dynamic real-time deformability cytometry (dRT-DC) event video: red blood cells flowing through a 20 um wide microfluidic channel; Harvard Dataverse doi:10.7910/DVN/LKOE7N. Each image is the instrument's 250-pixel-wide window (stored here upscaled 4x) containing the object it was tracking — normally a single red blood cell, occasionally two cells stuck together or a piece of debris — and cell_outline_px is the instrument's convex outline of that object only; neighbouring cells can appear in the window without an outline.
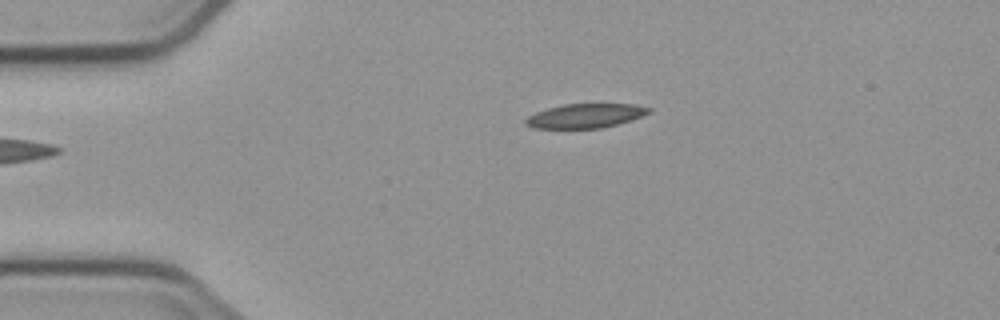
{"species": "common noctule bat (a hibernating species)", "species_latin": "Nyctalus noctula", "temperature_condition": "cold", "stored_images_in_passage": 2, "camera_frame_rate_fps": 3000, "um_per_image_px": 0.085, "animal": {"sex": "male", "body_mass_g": 23.1, "forearm_length_mm": 52.7}, "frame": {"image": 1, "passage_image": 1, "time_ms": 0.0, "image_size_px": [1000, 320], "cell_outline_px": [[652, 112], [616, 124], [600, 128], [532, 128], [524, 124], [524, 120], [528, 116], [536, 112], [548, 108], [564, 104], [636, 104], [652, 108]], "centroid_in_image_um": [49.73, 9.84], "position_along_channel_um": 35.3, "area_um2": 17.28}}